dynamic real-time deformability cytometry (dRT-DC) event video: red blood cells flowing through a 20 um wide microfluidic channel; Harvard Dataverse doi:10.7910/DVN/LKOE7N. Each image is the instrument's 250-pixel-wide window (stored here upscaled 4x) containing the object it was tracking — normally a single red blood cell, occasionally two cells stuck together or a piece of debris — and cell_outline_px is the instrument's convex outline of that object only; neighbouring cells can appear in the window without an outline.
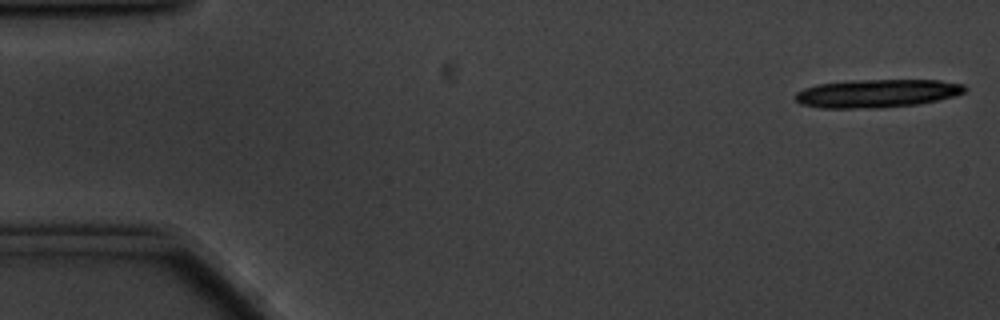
{"species": "common noctule bat (a hibernating species)", "species_latin": "Nyctalus noctula", "temperature_condition": "cold", "stored_images_in_passage": 3, "camera_frame_rate_fps": 3000, "um_per_image_px": 0.085, "animal": {"sex": "male", "body_mass_g": 20.1, "forearm_length_mm": 53.5}, "frame": {"image": 1, "passage_image": 1, "time_ms": 0.0, "image_size_px": [1000, 320], "cell_outline_px": [[968, 88], [964, 92], [956, 96], [920, 104], [880, 108], [820, 108], [800, 104], [792, 96], [796, 92], [804, 88], [816, 84], [848, 80], [940, 80], [964, 84]], "centroid_in_image_um": [74.53, 7.94], "position_along_channel_um": 10.5, "area_um2": 28.38}}